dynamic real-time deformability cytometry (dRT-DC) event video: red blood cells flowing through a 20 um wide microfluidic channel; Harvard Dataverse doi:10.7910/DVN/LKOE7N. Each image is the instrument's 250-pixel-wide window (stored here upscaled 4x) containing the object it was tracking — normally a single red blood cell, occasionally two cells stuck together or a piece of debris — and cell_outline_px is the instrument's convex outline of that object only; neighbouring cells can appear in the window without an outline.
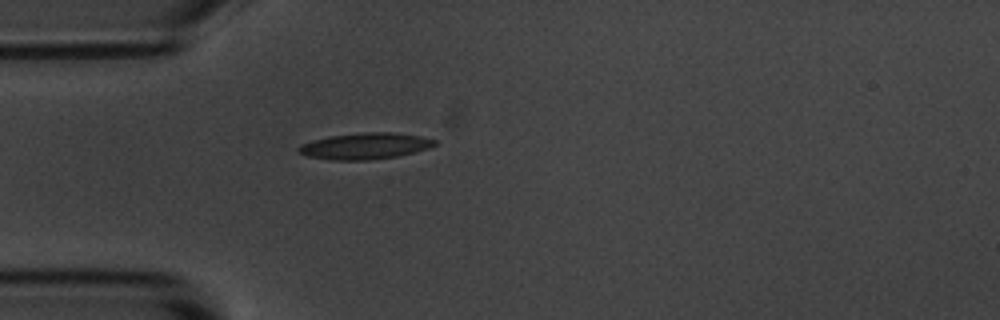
{"species": "common noctule bat (a hibernating species)", "species_latin": "Nyctalus noctula", "temperature_condition": "room temperature", "stored_images_in_passage": 1, "camera_frame_rate_fps": 3000, "um_per_image_px": 0.085, "animal": {"sex": "male", "body_mass_g": 20.1, "forearm_length_mm": 53.5}, "frame": {"image": 1, "passage_image": 1, "time_ms": 0.0, "image_size_px": [1000, 320], "cell_outline_px": [[436, 144], [428, 148], [396, 156], [368, 160], [332, 160], [308, 156], [296, 152], [296, 148], [300, 144], [312, 140], [328, 136], [364, 132], [392, 132], [420, 136], [436, 140]], "centroid_in_image_um": [30.96, 12.4], "position_along_channel_um": 54.0, "area_um2": 20.81}}